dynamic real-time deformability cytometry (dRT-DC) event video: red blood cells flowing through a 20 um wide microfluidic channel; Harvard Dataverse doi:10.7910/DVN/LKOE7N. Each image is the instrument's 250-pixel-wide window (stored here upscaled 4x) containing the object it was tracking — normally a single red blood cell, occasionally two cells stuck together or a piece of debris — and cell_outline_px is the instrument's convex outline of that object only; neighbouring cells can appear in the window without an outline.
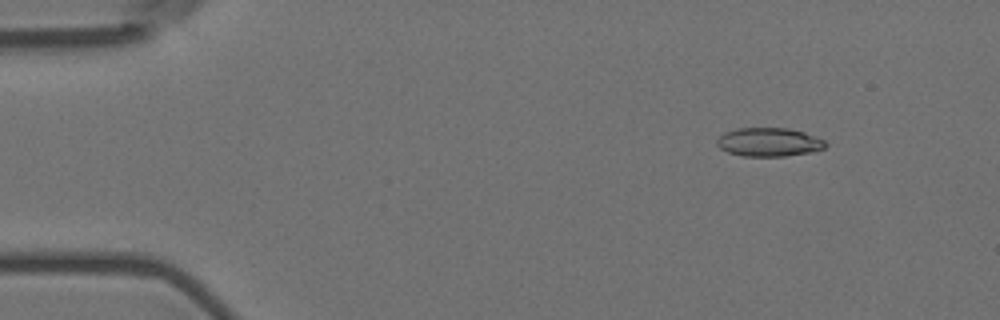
{"species": "Egyptian fruit bat (a non-hibernating species)", "species_latin": "Rousettus aegyptiacus", "temperature_condition": "room temperature", "stored_images_in_passage": 4, "camera_frame_rate_fps": 3000, "um_per_image_px": 0.085, "animal": {"sex": "female"}, "frame": {"image": 1, "passage_image": 2, "time_ms": 0.333, "image_size_px": [1000, 320], "cell_outline_px": [[828, 144], [824, 148], [812, 152], [784, 156], [744, 156], [728, 152], [720, 148], [716, 144], [716, 140], [724, 132], [736, 128], [788, 128], [804, 132], [816, 136], [824, 140]], "centroid_in_image_um": [65.36, 12.07], "position_along_channel_um": 19.6, "area_um2": 18.21}}
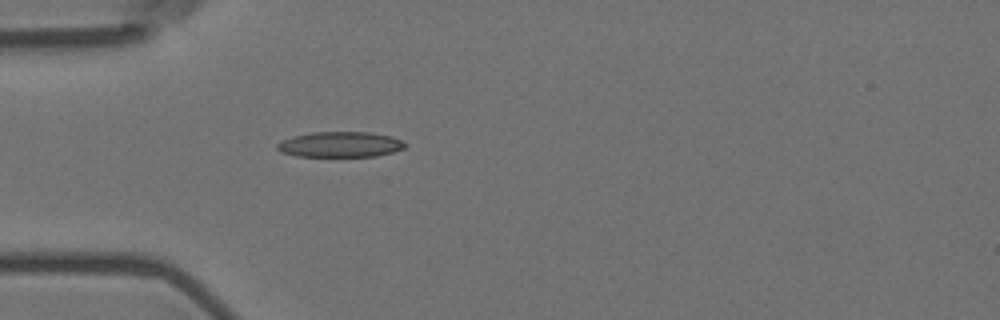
{"frame": {"image": 2, "passage_image": 4, "time_ms": 1.0, "image_size_px": [1000, 320], "cell_outline_px": [[404, 148], [392, 152], [376, 156], [296, 156], [280, 152], [276, 148], [276, 144], [280, 140], [292, 136], [312, 132], [372, 132], [392, 136], [400, 140], [404, 144]], "centroid_in_image_um": [28.85, 12.27], "position_along_channel_um": 56.1, "area_um2": 19.02}}